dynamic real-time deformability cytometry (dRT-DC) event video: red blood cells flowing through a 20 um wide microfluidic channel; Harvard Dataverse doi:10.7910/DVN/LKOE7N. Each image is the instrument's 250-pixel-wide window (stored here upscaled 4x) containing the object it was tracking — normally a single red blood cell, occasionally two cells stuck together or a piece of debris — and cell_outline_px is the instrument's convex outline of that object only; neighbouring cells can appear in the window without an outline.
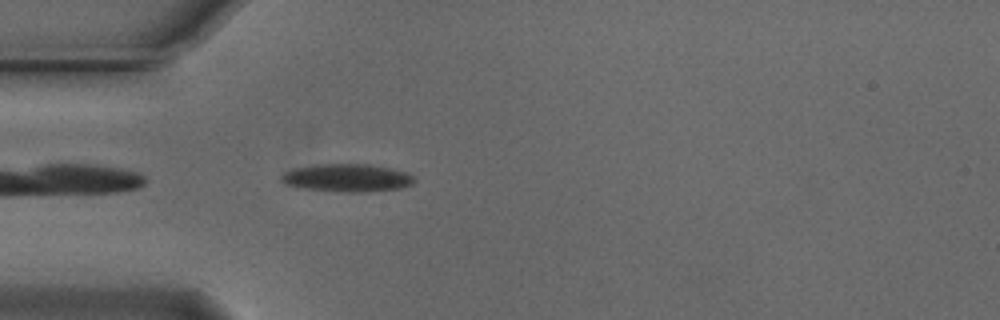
{"species": "Egyptian fruit bat (a non-hibernating species)", "species_latin": "Rousettus aegyptiacus", "temperature_condition": "cold", "stored_images_in_passage": 41, "camera_frame_rate_fps": 3000, "um_per_image_px": 0.085, "animal": {"sex": "male"}, "frame": {"image": 1, "passage_image": 2, "time_ms": 0.333, "image_size_px": [1000, 320], "cell_outline_px": [[416, 180], [412, 184], [400, 188], [368, 192], [344, 192], [304, 188], [284, 184], [280, 180], [280, 176], [284, 172], [292, 168], [316, 164], [368, 164], [388, 168], [404, 172], [412, 176]], "centroid_in_image_um": [29.45, 15.12], "position_along_channel_um": 55.5, "area_um2": 21.56}}
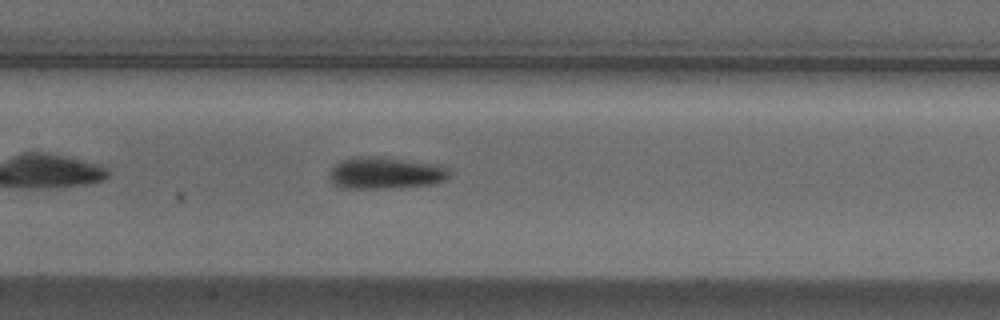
{"frame": {"image": 2, "passage_image": 12, "time_ms": 3.667, "image_size_px": [1000, 320], "cell_outline_px": [[448, 176], [444, 180], [428, 184], [396, 188], [340, 188], [328, 176], [332, 168], [340, 160], [352, 156], [384, 156], [444, 164], [448, 168]], "centroid_in_image_um": [32.77, 14.67], "position_along_channel_um": 174.6, "area_um2": 22.66}}
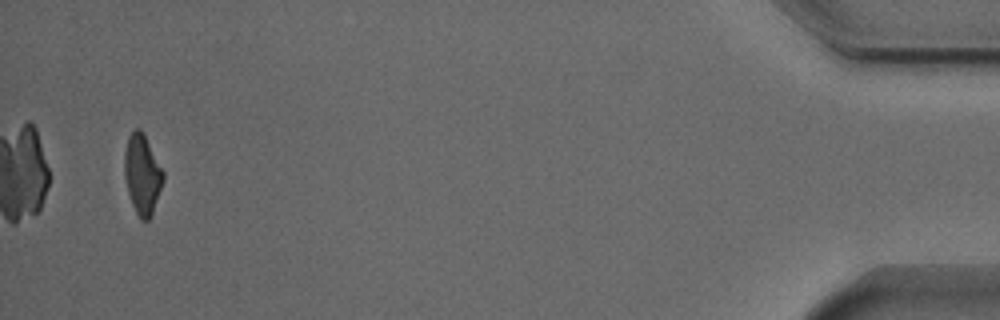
{"frame": {"image": 3, "passage_image": 39, "time_ms": 12.667, "image_size_px": [1000, 320], "cell_outline_px": [[164, 180], [152, 216], [148, 220], [140, 220], [132, 204], [128, 192], [124, 176], [124, 152], [128, 136], [136, 128], [140, 128], [144, 132], [164, 172]], "centroid_in_image_um": [12.1, 14.81], "position_along_channel_um": 423.1, "area_um2": 18.26}, "authors_computed_cell_mechanics": {"area_um2": 19.7676, "velocity_mm_per_s": 3.7364, "shape_relaxation_time_tau1_ms": 3.2223, "shape_relaxation_time_tau2_ms": 4.0284, "deformation_change_tau1": 0.1359, "deformation_change_tau2": 0.1305}}